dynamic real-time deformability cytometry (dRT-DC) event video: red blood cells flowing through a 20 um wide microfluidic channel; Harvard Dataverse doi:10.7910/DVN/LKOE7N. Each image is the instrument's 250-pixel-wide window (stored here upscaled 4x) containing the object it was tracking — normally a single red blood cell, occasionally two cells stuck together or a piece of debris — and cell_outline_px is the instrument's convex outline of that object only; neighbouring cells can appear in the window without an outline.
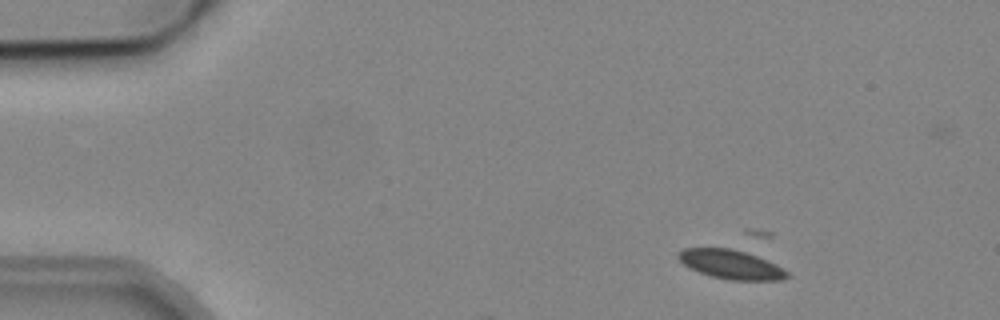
{"species": "common noctule bat (a hibernating species)", "species_latin": "Nyctalus noctula", "temperature_condition": "cold", "stored_images_in_passage": 5, "camera_frame_rate_fps": 3000, "um_per_image_px": 0.085, "animal": {"sex": "male", "body_mass_g": 19.2, "forearm_length_mm": 51.8}, "frame": {"image": 1, "passage_image": 2, "time_ms": 1.0, "image_size_px": [1000, 320], "cell_outline_px": [[792, 276], [784, 280], [728, 280], [712, 276], [700, 272], [684, 264], [676, 256], [684, 248], [732, 248], [768, 260], [776, 264], [788, 272]], "centroid_in_image_um": [62.19, 22.48], "position_along_channel_um": 22.8, "area_um2": 18.32}}